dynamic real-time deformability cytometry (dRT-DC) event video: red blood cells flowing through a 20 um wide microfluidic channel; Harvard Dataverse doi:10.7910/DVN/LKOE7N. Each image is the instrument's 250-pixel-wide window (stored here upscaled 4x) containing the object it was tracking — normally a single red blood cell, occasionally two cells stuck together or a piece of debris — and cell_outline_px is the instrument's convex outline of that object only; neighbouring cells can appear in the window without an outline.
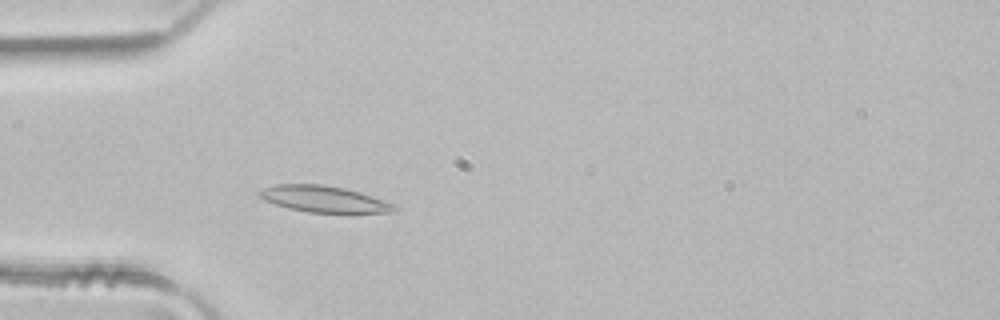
{"species": "common noctule bat (a hibernating species)", "species_latin": "Nyctalus noctula", "temperature_condition": "room temperature", "stored_images_in_passage": 4, "camera_frame_rate_fps": 3000, "um_per_image_px": 0.085, "animal": {"sex": "male", "body_mass_g": 21.5, "forearm_length_mm": 52.0}, "frame": {"image": 1, "passage_image": 4, "time_ms": 1.0, "image_size_px": [1000, 320], "cell_outline_px": [[400, 208], [392, 212], [308, 212], [288, 208], [264, 200], [256, 196], [256, 192], [264, 188], [276, 184], [324, 184], [344, 188], [360, 192], [396, 204]], "centroid_in_image_um": [27.51, 16.91], "position_along_channel_um": 57.5, "area_um2": 20.75}}